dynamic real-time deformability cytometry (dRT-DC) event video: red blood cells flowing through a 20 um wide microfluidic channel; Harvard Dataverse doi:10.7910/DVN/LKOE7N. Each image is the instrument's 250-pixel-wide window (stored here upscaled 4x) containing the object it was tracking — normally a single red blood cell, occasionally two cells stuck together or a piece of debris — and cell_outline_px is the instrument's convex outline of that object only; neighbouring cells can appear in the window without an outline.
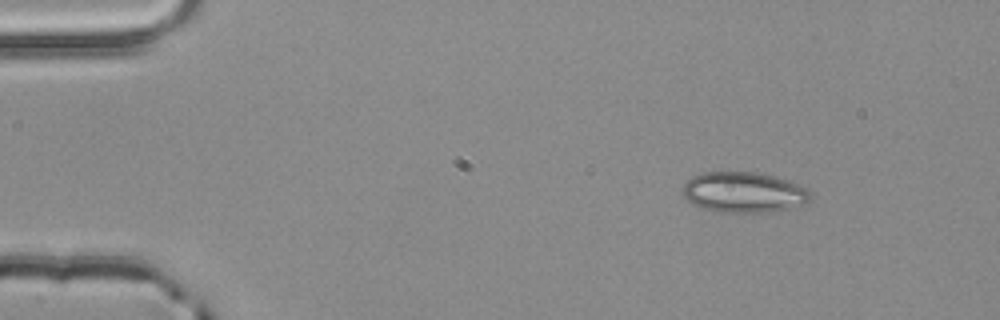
{"species": "common noctule bat (a hibernating species)", "species_latin": "Nyctalus noctula", "temperature_condition": "room temperature", "stored_images_in_passage": 5, "camera_frame_rate_fps": 3000, "um_per_image_px": 0.085, "animal": {"sex": "male", "body_mass_g": 20.4}, "frame": {"image": 1, "passage_image": 1, "time_ms": 0.0, "image_size_px": [1000, 320], "cell_outline_px": [[812, 196], [804, 204], [772, 212], [712, 212], [700, 208], [692, 204], [684, 196], [684, 184], [692, 176], [700, 172], [756, 172], [776, 176], [800, 184], [808, 188]], "centroid_in_image_um": [63.22, 16.34], "position_along_channel_um": 21.8, "area_um2": 30.52}}